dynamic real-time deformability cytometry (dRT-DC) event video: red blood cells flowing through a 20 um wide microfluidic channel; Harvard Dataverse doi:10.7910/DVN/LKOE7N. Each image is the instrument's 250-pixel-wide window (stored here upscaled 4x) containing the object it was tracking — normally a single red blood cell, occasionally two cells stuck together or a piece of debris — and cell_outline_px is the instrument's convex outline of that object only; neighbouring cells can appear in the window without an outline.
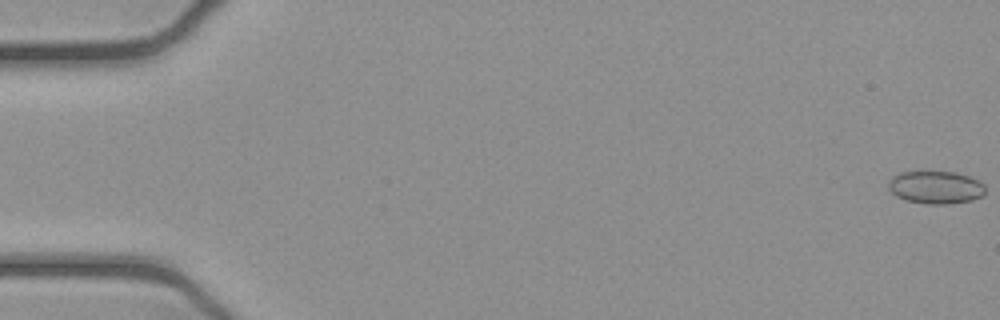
{"species": "common noctule bat (a hibernating species)", "species_latin": "Nyctalus noctula", "temperature_condition": "cold", "stored_images_in_passage": 53, "camera_frame_rate_fps": 3000, "um_per_image_px": 0.085, "animal": {"sex": "female", "body_mass_g": 21.9}, "frame": {"image": 1, "passage_image": 1, "time_ms": 0.0, "image_size_px": [1000, 320], "cell_outline_px": [[984, 196], [972, 200], [948, 204], [928, 204], [904, 200], [896, 196], [888, 188], [888, 184], [900, 172], [956, 172], [980, 180], [984, 184]], "centroid_in_image_um": [79.58, 15.94], "position_along_channel_um": 5.4, "area_um2": 18.44}}
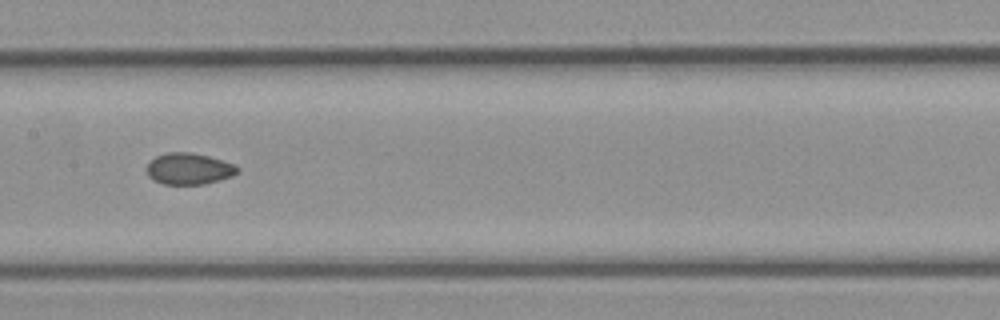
{"frame": {"image": 2, "passage_image": 27, "time_ms": 8.667, "image_size_px": [1000, 320], "cell_outline_px": [[240, 172], [232, 176], [220, 180], [204, 184], [164, 184], [152, 180], [148, 176], [144, 168], [156, 156], [168, 152], [192, 152], [208, 156], [232, 164], [240, 168]], "centroid_in_image_um": [16.03, 14.35], "position_along_channel_um": 191.4, "area_um2": 16.7}}
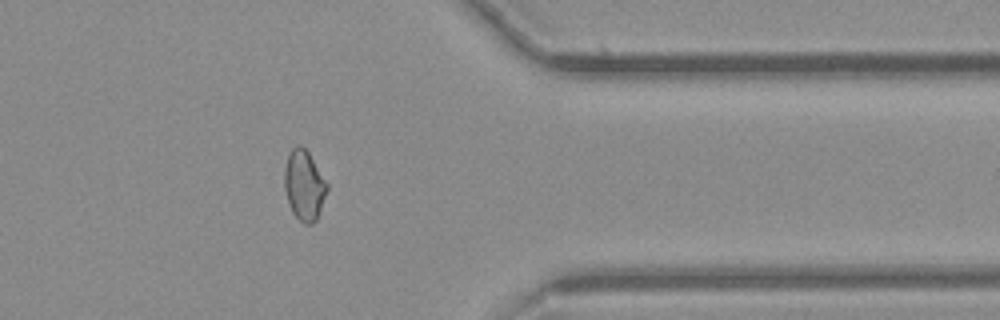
{"frame": {"image": 3, "passage_image": 43, "time_ms": 14.0, "image_size_px": [1000, 320], "cell_outline_px": [[328, 188], [320, 212], [316, 220], [312, 224], [304, 224], [292, 212], [284, 188], [284, 168], [288, 152], [296, 144], [300, 144], [308, 152], [328, 184]], "centroid_in_image_um": [25.84, 15.73], "position_along_channel_um": 385.6, "area_um2": 17.46}, "authors_computed_cell_mechanics": {"area_um2": 17.34, "velocity_mm_per_s": 3.9185, "shape_relaxation_time_tau1_ms": null, "shape_relaxation_time_tau2_ms": 2.9597, "deformation_change_tau1": null, "deformation_change_tau2": 0.0426}}